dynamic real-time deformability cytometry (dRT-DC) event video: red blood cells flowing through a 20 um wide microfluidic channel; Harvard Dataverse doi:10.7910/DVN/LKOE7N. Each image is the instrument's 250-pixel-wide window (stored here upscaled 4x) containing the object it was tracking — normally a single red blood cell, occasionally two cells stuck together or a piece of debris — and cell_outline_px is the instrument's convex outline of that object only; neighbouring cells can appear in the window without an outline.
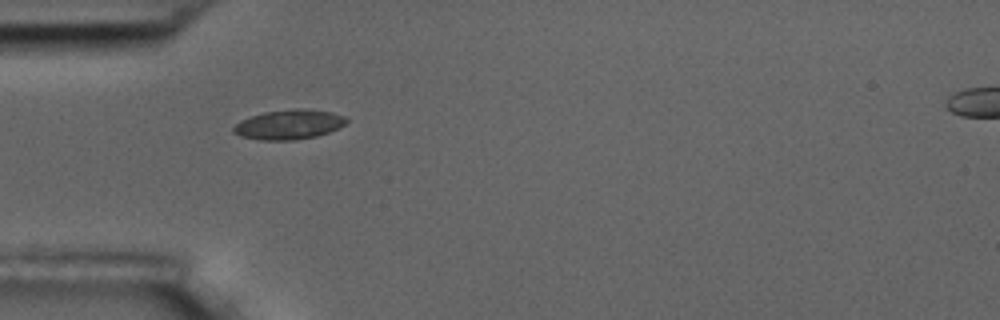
{"species": "common noctule bat (a hibernating species)", "species_latin": "Nyctalus noctula", "temperature_condition": "room temperature", "stored_images_in_passage": 3, "camera_frame_rate_fps": 3000, "um_per_image_px": 0.085, "animal": {"sex": "male", "body_mass_g": 17.5, "forearm_length_mm": 52.3}, "frame": {"image": 1, "passage_image": 1, "time_ms": 0.0, "image_size_px": [1000, 320], "cell_outline_px": [[348, 120], [344, 124], [328, 132], [316, 136], [292, 140], [260, 140], [240, 136], [232, 132], [232, 128], [240, 120], [264, 112], [292, 108], [300, 108], [332, 112], [344, 116]], "centroid_in_image_um": [24.52, 10.58], "position_along_channel_um": 60.5, "area_um2": 19.42}}